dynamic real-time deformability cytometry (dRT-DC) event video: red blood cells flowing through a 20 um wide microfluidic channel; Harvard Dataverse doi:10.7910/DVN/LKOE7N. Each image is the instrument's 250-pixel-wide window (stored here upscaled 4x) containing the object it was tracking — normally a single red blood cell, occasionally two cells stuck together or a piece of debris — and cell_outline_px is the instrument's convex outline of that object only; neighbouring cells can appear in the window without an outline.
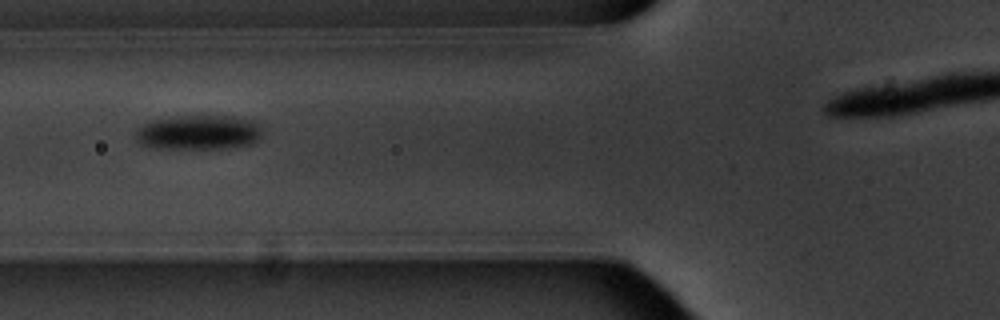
{"species": "common noctule bat (a hibernating species)", "species_latin": "Nyctalus noctula", "temperature_condition": "warm", "stored_images_in_passage": 11, "camera_frame_rate_fps": 3000, "um_per_image_px": 0.085, "animal": {"sex": "male", "body_mass_g": 20.1, "forearm_length_mm": 53.5}, "frame": {"image": 1, "passage_image": 5, "time_ms": 4.667, "image_size_px": [1000, 320], "cell_outline_px": [[260, 136], [252, 144], [220, 148], [160, 148], [144, 144], [136, 140], [136, 128], [152, 120], [180, 116], [240, 116], [256, 120], [260, 124]], "centroid_in_image_um": [16.92, 11.23], "position_along_channel_um": 108.9, "area_um2": 25.43}}